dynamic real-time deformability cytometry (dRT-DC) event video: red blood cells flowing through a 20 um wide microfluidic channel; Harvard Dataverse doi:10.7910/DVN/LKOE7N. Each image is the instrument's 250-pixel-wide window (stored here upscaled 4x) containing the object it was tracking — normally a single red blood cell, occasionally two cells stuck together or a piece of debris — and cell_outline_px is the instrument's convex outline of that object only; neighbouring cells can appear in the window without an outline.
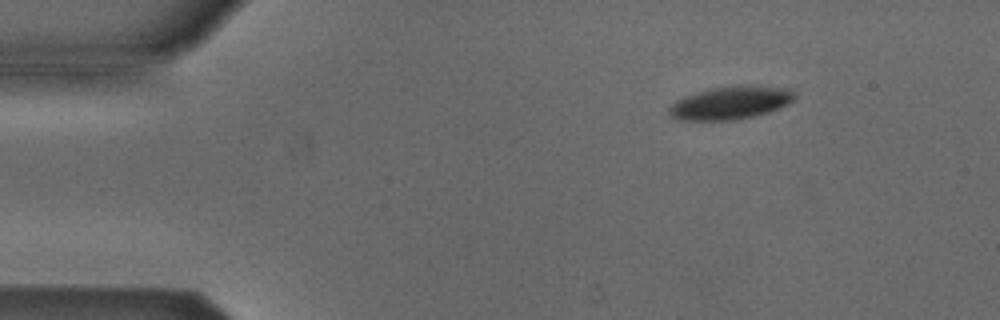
{"species": "Egyptian fruit bat (a non-hibernating species)", "species_latin": "Rousettus aegyptiacus", "temperature_condition": "cold", "stored_images_in_passage": 4, "camera_frame_rate_fps": 3000, "um_per_image_px": 0.085, "animal": {"sex": "male"}, "frame": {"image": 1, "passage_image": 1, "time_ms": 0.0, "image_size_px": [1000, 320], "cell_outline_px": [[796, 100], [780, 108], [768, 112], [736, 120], [676, 120], [668, 112], [668, 108], [676, 100], [684, 96], [696, 92], [712, 88], [736, 84], [740, 84], [792, 88], [796, 92]], "centroid_in_image_um": [62.15, 8.72], "position_along_channel_um": 22.9, "area_um2": 24.62}}
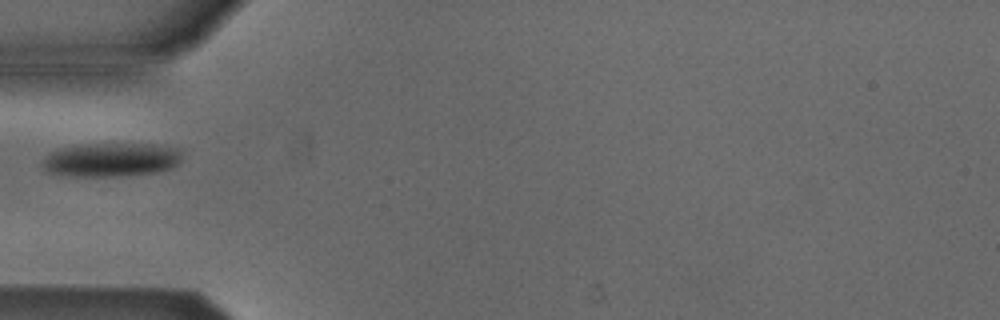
{"frame": {"image": 2, "passage_image": 4, "time_ms": 3.333, "image_size_px": [1000, 320], "cell_outline_px": [[180, 160], [172, 168], [156, 172], [120, 176], [72, 176], [48, 172], [40, 164], [48, 152], [72, 144], [156, 144], [180, 148]], "centroid_in_image_um": [9.4, 13.56], "position_along_channel_um": 75.6, "area_um2": 27.8}}